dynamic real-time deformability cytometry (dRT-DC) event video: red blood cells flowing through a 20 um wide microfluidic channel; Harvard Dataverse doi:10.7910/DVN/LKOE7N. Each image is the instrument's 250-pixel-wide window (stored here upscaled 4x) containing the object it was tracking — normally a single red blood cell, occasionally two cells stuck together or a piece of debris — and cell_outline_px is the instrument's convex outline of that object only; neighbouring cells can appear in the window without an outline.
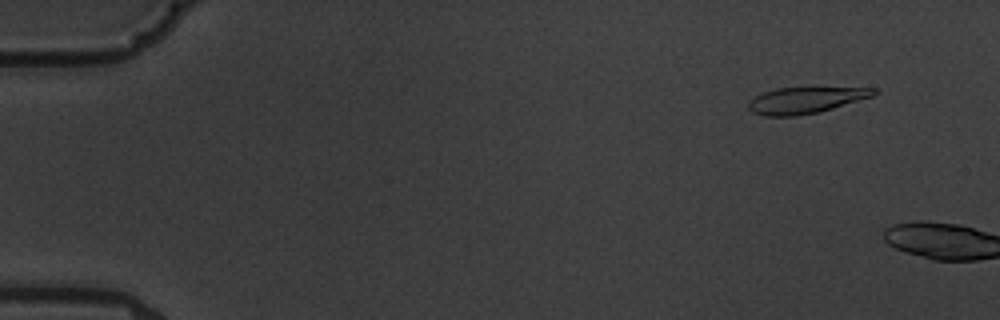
{"species": "common noctule bat (a hibernating species)", "species_latin": "Nyctalus noctula", "temperature_condition": "warm", "stored_images_in_passage": 3, "camera_frame_rate_fps": 3000, "um_per_image_px": 0.085, "animal": {"sex": "male", "body_mass_g": 19.5, "forearm_length_mm": 54.6}, "frame": {"image": 1, "passage_image": 2, "time_ms": 1.0, "image_size_px": [1000, 320], "cell_outline_px": [[876, 92], [872, 96], [820, 112], [796, 116], [764, 116], [752, 112], [748, 108], [748, 100], [764, 92], [776, 88], [812, 84], [816, 84], [876, 88]], "centroid_in_image_um": [68.51, 8.44], "position_along_channel_um": 16.5, "area_um2": 20.46}}